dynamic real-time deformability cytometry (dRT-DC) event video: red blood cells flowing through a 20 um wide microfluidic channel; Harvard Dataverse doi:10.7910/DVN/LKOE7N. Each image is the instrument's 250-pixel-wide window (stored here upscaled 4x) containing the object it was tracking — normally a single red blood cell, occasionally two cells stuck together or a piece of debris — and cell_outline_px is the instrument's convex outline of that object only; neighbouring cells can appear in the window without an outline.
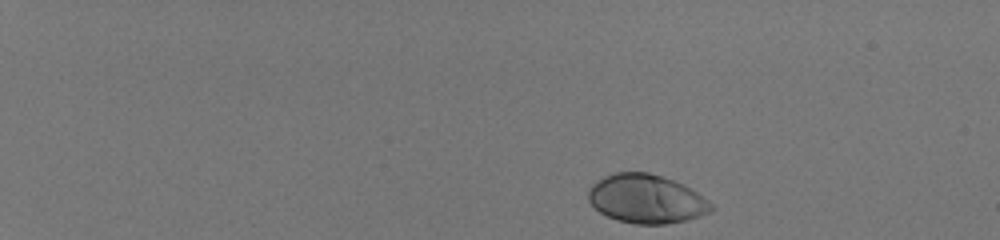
{"species": "human", "species_latin": "Homo sapiens", "temperature_condition": "room temperature", "stored_images_in_passage": 45, "camera_frame_rate_fps": 3000, "um_per_image_px": 0.085, "donor": {"sex": "male"}, "frame": {"image": 1, "passage_image": 1, "time_ms": 0.0, "image_size_px": [1000, 240], "cell_outline_px": [[716, 208], [712, 212], [688, 220], [664, 224], [636, 224], [616, 220], [600, 212], [588, 200], [588, 188], [592, 184], [604, 176], [616, 172], [648, 172], [684, 184], [708, 200]], "centroid_in_image_um": [54.95, 16.91], "position_along_channel_um": 30.0, "area_um2": 35.03}}
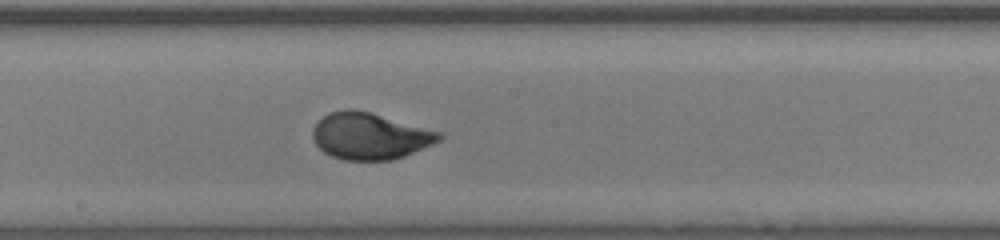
{"frame": {"image": 2, "passage_image": 26, "time_ms": 8.333, "image_size_px": [1000, 240], "cell_outline_px": [[444, 136], [440, 140], [432, 144], [404, 156], [392, 160], [344, 160], [332, 156], [324, 152], [316, 144], [312, 136], [312, 128], [328, 112], [344, 108], [352, 108], [368, 112], [444, 132]], "centroid_in_image_um": [31.44, 11.56], "position_along_channel_um": 216.8, "area_um2": 34.39}}
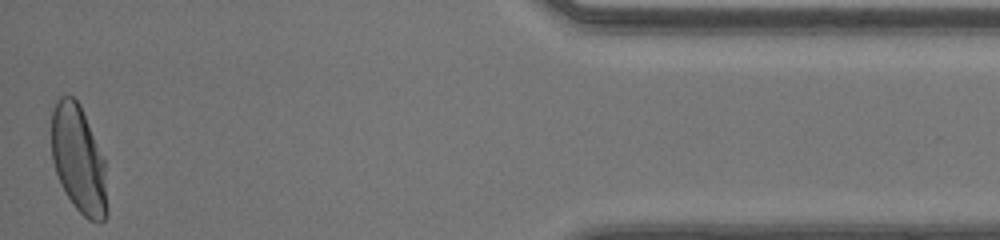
{"frame": {"image": 3, "passage_image": 45, "time_ms": 14.667, "image_size_px": [1000, 240], "cell_outline_px": [[108, 212], [104, 220], [100, 224], [88, 220], [72, 204], [64, 192], [60, 184], [52, 160], [52, 112], [56, 100], [60, 96], [72, 96], [80, 104], [104, 160], [108, 208]], "centroid_in_image_um": [6.68, 13.61], "position_along_channel_um": 428.5, "area_um2": 35.03}, "authors_computed_cell_mechanics": {"area_um2": 34.2176, "velocity_mm_per_s": 4.1173, "shape_relaxation_time_tau1_ms": 2.5509, "shape_relaxation_time_tau2_ms": null, "deformation_change_tau1": 0.169, "deformation_change_tau2": null}}